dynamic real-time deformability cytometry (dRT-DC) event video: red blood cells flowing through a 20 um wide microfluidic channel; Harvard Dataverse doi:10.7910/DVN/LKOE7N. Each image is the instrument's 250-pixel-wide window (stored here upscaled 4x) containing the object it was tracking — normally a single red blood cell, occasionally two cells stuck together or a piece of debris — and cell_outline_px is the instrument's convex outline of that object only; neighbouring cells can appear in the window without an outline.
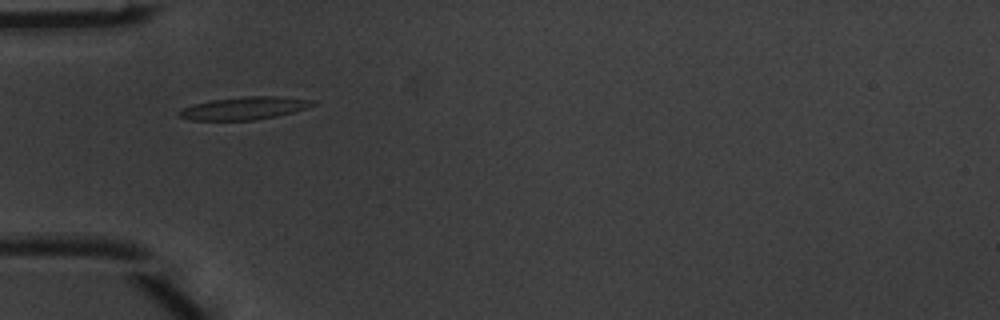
{"species": "common noctule bat (a hibernating species)", "species_latin": "Nyctalus noctula", "temperature_condition": "warm", "stored_images_in_passage": 3, "camera_frame_rate_fps": 3000, "um_per_image_px": 0.085, "animal": {"sex": "male", "body_mass_g": 20.1, "forearm_length_mm": 53.5}, "frame": {"image": 1, "passage_image": 1, "time_ms": 0.0, "image_size_px": [1000, 320], "cell_outline_px": [[316, 104], [292, 112], [276, 116], [256, 120], [192, 120], [180, 116], [176, 112], [192, 104], [212, 100], [248, 96], [276, 96], [312, 100]], "centroid_in_image_um": [20.73, 9.2], "position_along_channel_um": 64.3, "area_um2": 17.4}}
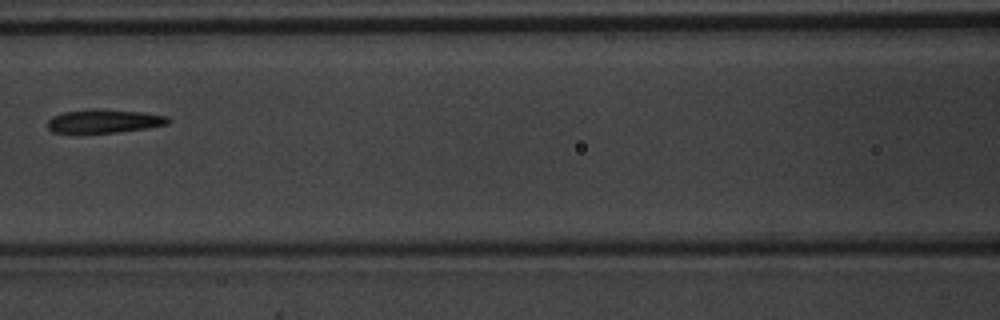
{"frame": {"image": 2, "passage_image": 3, "time_ms": 0.667, "image_size_px": [1000, 320], "cell_outline_px": [[172, 120], [168, 124], [148, 128], [116, 132], [52, 132], [48, 128], [48, 120], [52, 116], [64, 112], [92, 108], [96, 108], [140, 112], [168, 116]], "centroid_in_image_um": [8.88, 10.28], "position_along_channel_um": 157.7, "area_um2": 16.47}}